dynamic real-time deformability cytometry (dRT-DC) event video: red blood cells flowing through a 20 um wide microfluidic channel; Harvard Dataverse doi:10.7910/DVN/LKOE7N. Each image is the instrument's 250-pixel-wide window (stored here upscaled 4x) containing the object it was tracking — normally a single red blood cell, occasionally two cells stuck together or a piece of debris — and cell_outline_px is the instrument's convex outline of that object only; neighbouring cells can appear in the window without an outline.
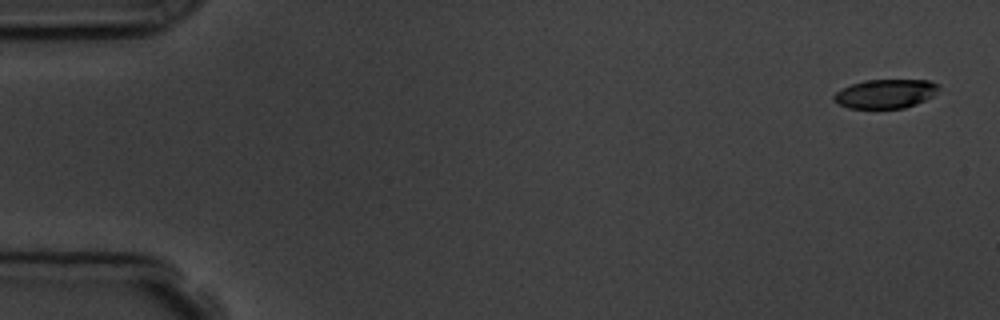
{"species": "common noctule bat (a hibernating species)", "species_latin": "Nyctalus noctula", "temperature_condition": "room temperature", "stored_images_in_passage": 3, "camera_frame_rate_fps": 3000, "um_per_image_px": 0.085, "animal": {"sex": "male", "body_mass_g": 19.5, "forearm_length_mm": 54.6}, "frame": {"image": 1, "passage_image": 1, "time_ms": 0.0, "image_size_px": [1000, 320], "cell_outline_px": [[940, 88], [932, 96], [916, 104], [904, 108], [848, 108], [836, 104], [832, 100], [832, 96], [840, 88], [864, 80], [928, 80], [940, 84]], "centroid_in_image_um": [75.23, 7.97], "position_along_channel_um": 9.8, "area_um2": 17.92}}